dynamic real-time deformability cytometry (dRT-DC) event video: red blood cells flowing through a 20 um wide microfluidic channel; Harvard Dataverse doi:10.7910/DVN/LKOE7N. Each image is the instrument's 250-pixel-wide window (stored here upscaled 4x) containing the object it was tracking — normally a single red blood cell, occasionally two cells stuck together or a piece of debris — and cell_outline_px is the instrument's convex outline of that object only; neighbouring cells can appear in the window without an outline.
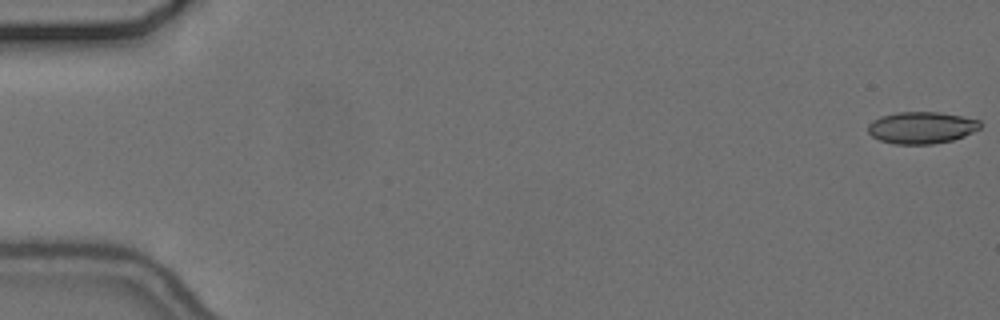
{"species": "common noctule bat (a hibernating species)", "species_latin": "Nyctalus noctula", "temperature_condition": "cold", "stored_images_in_passage": 10, "camera_frame_rate_fps": 3000, "um_per_image_px": 0.085, "animal": {"sex": "female", "body_mass_g": 24.6, "forearm_length_mm": 56.2}, "frame": {"image": 1, "passage_image": 1, "time_ms": 0.0, "image_size_px": [1000, 320], "cell_outline_px": [[980, 128], [964, 136], [952, 140], [932, 144], [892, 144], [880, 140], [872, 136], [868, 132], [868, 124], [872, 120], [880, 116], [896, 112], [940, 112], [980, 120]], "centroid_in_image_um": [78.29, 10.85], "position_along_channel_um": 6.7, "area_um2": 20.87}}